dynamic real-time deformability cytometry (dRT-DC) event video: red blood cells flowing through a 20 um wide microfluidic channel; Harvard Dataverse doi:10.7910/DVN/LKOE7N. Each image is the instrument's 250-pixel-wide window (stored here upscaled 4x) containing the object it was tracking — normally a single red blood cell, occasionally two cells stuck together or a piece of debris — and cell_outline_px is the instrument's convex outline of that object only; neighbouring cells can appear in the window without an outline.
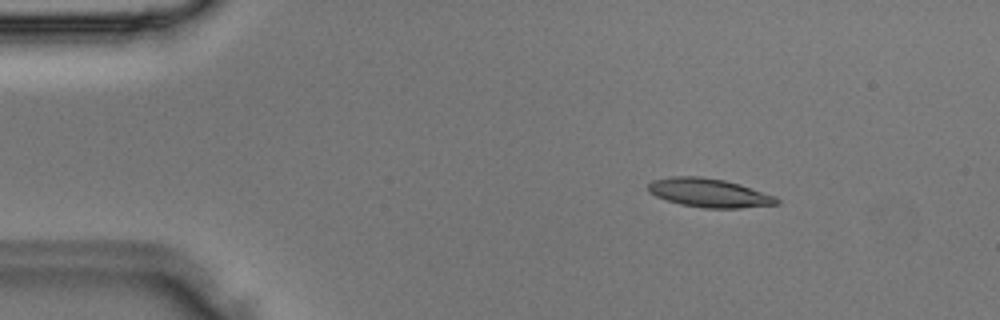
{"species": "Egyptian fruit bat (a non-hibernating species)", "species_latin": "Rousettus aegyptiacus", "temperature_condition": "room temperature", "stored_images_in_passage": 2, "camera_frame_rate_fps": 3000, "um_per_image_px": 0.085, "animal": {"sex": "male"}, "frame": {"image": 1, "passage_image": 1, "time_ms": 0.0, "image_size_px": [1000, 320], "cell_outline_px": [[780, 204], [740, 208], [704, 208], [680, 204], [656, 196], [648, 192], [648, 184], [652, 180], [672, 176], [700, 176], [724, 180], [740, 184], [776, 196], [780, 200]], "centroid_in_image_um": [60.29, 16.39], "position_along_channel_um": 24.7, "area_um2": 21.62}}